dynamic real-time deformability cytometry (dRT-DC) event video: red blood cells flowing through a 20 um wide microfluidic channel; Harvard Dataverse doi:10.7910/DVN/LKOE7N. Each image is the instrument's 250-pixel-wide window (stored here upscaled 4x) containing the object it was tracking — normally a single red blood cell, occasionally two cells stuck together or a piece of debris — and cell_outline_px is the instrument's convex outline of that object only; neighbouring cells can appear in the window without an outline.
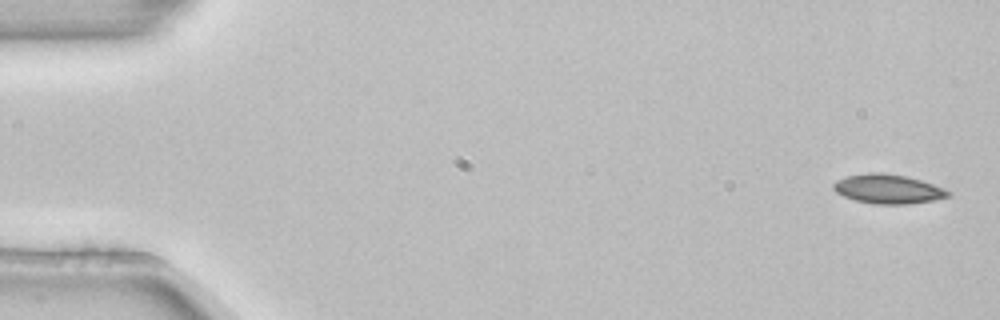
{"species": "common noctule bat (a hibernating species)", "species_latin": "Nyctalus noctula", "temperature_condition": "room temperature", "stored_images_in_passage": 4, "camera_frame_rate_fps": 3000, "um_per_image_px": 0.085, "animal": {"sex": "female", "body_mass_g": 22.7, "forearm_length_mm": 54.2}, "frame": {"image": 1, "passage_image": 1, "time_ms": 0.0, "image_size_px": [1000, 320], "cell_outline_px": [[952, 196], [932, 200], [908, 204], [872, 204], [856, 200], [844, 196], [836, 192], [832, 188], [832, 184], [836, 180], [848, 176], [868, 172], [880, 172], [908, 176], [944, 188], [952, 192]], "centroid_in_image_um": [75.49, 16.06], "position_along_channel_um": 9.5, "area_um2": 19.65}}
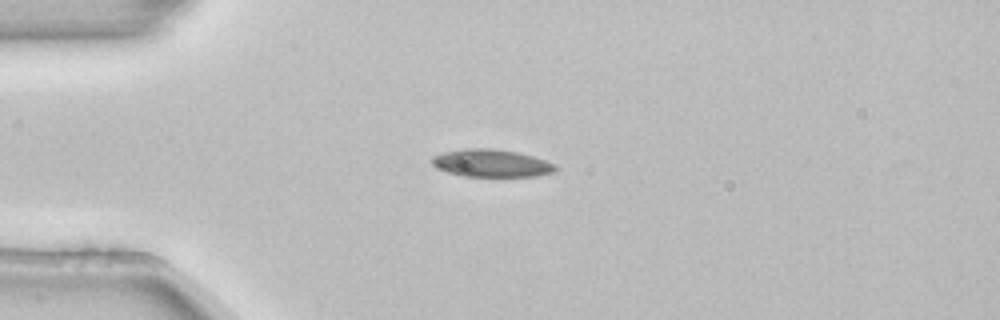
{"frame": {"image": 2, "passage_image": 4, "time_ms": 1.0, "image_size_px": [1000, 320], "cell_outline_px": [[560, 168], [552, 172], [536, 176], [464, 176], [448, 172], [436, 168], [432, 164], [432, 156], [444, 152], [464, 148], [492, 148], [516, 152], [532, 156], [556, 164]], "centroid_in_image_um": [41.77, 13.86], "position_along_channel_um": 43.2, "area_um2": 19.83}}